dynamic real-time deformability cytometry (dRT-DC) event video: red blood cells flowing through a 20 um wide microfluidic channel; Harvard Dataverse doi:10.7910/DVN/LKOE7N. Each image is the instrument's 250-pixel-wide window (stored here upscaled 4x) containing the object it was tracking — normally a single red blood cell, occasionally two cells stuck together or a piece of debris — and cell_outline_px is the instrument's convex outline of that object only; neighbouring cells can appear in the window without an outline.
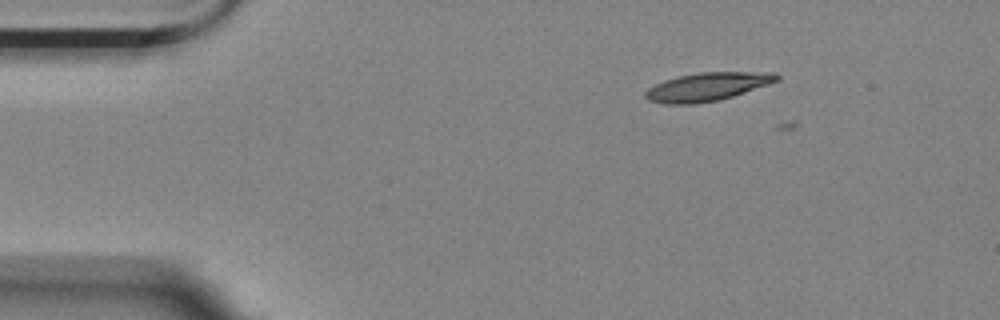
{"species": "Egyptian fruit bat (a non-hibernating species)", "species_latin": "Rousettus aegyptiacus", "temperature_condition": "room temperature", "stored_images_in_passage": 2, "camera_frame_rate_fps": 3000, "um_per_image_px": 0.085, "animal": {"sex": "female"}, "frame": {"image": 1, "passage_image": 1, "time_ms": 0.0, "image_size_px": [1000, 320], "cell_outline_px": [[780, 80], [720, 100], [692, 104], [664, 104], [648, 100], [644, 96], [644, 92], [648, 88], [664, 80], [676, 76], [696, 72], [776, 72], [780, 76]], "centroid_in_image_um": [60.1, 7.36], "position_along_channel_um": 24.9, "area_um2": 21.79}}